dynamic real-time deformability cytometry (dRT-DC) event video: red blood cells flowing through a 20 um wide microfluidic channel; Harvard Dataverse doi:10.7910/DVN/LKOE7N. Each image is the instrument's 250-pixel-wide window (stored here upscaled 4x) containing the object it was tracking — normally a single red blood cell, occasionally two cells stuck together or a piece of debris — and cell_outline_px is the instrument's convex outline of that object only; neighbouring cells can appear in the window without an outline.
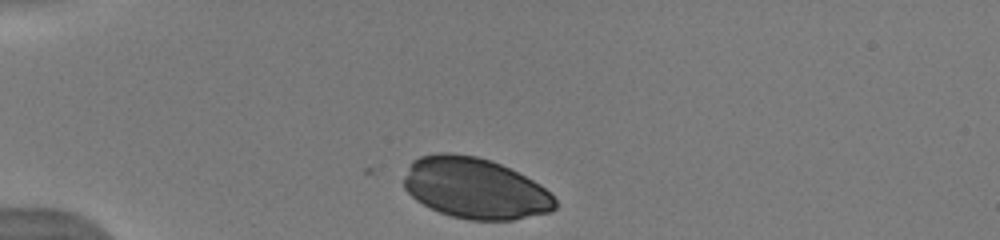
{"species": "human", "species_latin": "Homo sapiens", "temperature_condition": "warm", "stored_images_in_passage": 34, "camera_frame_rate_fps": 3000, "um_per_image_px": 0.085, "donor": {"sex": "male"}, "frame": {"image": 1, "passage_image": 1, "time_ms": 0.0, "image_size_px": [1000, 240], "cell_outline_px": [[556, 208], [552, 212], [512, 220], [468, 220], [452, 216], [440, 212], [416, 200], [404, 188], [404, 176], [412, 160], [420, 156], [440, 152], [448, 152], [476, 156], [492, 160], [540, 184], [556, 200]], "centroid_in_image_um": [40.37, 16.0], "position_along_channel_um": 44.6, "area_um2": 53.58}}
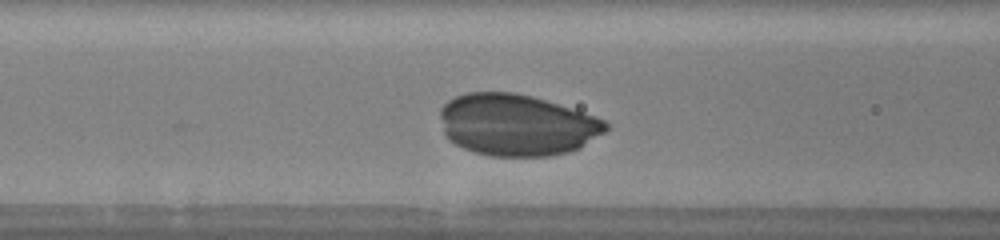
{"frame": {"image": 2, "passage_image": 10, "time_ms": 3.0, "image_size_px": [1000, 240], "cell_outline_px": [[608, 128], [604, 132], [580, 148], [568, 152], [552, 156], [492, 156], [476, 152], [464, 148], [448, 140], [444, 132], [440, 116], [440, 108], [448, 100], [456, 96], [468, 92], [516, 92], [532, 96], [604, 120], [608, 124]], "centroid_in_image_um": [43.88, 10.62], "position_along_channel_um": 122.7, "area_um2": 59.13}}
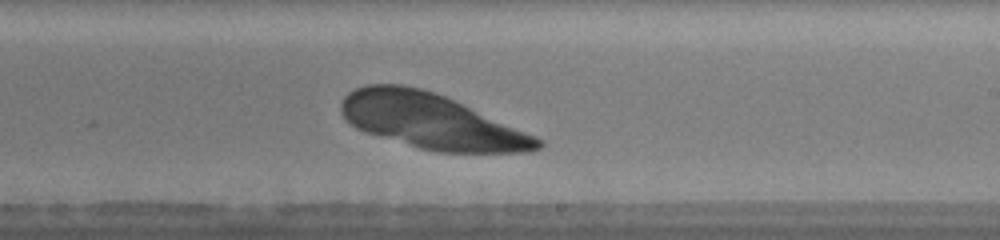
{"frame": {"image": 3, "passage_image": 20, "time_ms": 6.333, "image_size_px": [1000, 240], "cell_outline_px": [[544, 144], [540, 148], [532, 152], [440, 152], [420, 148], [364, 132], [356, 128], [340, 112], [340, 104], [344, 96], [348, 92], [356, 88], [368, 84], [400, 84], [420, 88], [436, 92], [536, 136], [544, 140]], "centroid_in_image_um": [36.64, 10.3], "position_along_channel_um": 252.4, "area_um2": 62.77}}